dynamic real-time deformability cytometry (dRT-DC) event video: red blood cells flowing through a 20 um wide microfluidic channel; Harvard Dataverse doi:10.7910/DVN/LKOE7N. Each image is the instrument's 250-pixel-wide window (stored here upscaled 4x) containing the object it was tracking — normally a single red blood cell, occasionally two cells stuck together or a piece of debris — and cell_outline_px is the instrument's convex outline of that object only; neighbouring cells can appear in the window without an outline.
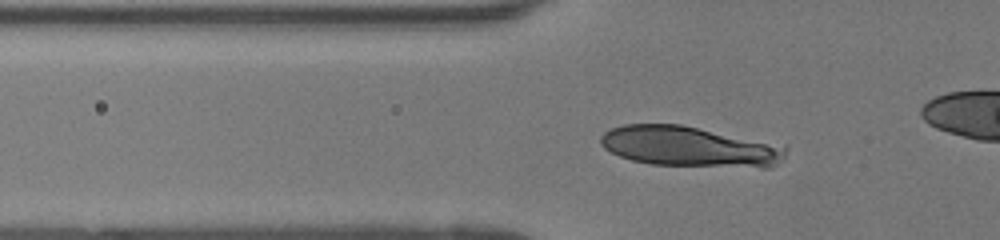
{"species": "human", "species_latin": "Homo sapiens", "temperature_condition": "room temperature", "stored_images_in_passage": 41, "camera_frame_rate_fps": 3000, "um_per_image_px": 0.085, "donor": {"sex": "female"}, "frame": {"image": 1, "passage_image": 13, "time_ms": 4.0, "image_size_px": [1000, 240], "cell_outline_px": [[788, 148], [784, 156], [776, 164], [768, 168], [760, 168], [652, 164], [632, 160], [620, 156], [604, 148], [600, 144], [600, 136], [604, 132], [612, 128], [624, 124], [680, 124], [788, 144]], "centroid_in_image_um": [58.71, 12.45], "position_along_channel_um": 67.1, "area_um2": 44.33}}
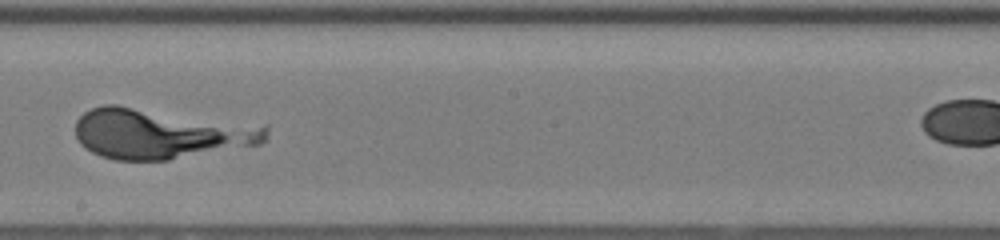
{"frame": {"image": 2, "passage_image": 26, "time_ms": 8.333, "image_size_px": [1000, 240], "cell_outline_px": [[268, 132], [264, 140], [260, 144], [168, 160], [116, 160], [100, 156], [84, 148], [80, 144], [76, 136], [76, 120], [84, 112], [92, 108], [104, 104], [116, 104], [268, 124]], "centroid_in_image_um": [13.68, 11.33], "position_along_channel_um": 234.5, "area_um2": 56.82}}
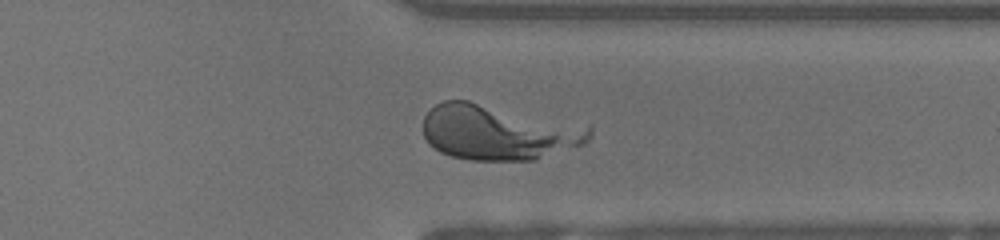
{"frame": {"image": 3, "passage_image": 36, "time_ms": 11.667, "image_size_px": [1000, 240], "cell_outline_px": [[592, 136], [584, 144], [536, 160], [468, 160], [448, 156], [432, 148], [428, 144], [424, 136], [424, 116], [436, 104], [444, 100], [468, 100], [592, 124]], "centroid_in_image_um": [42.43, 11.23], "position_along_channel_um": 369.0, "area_um2": 54.97}}